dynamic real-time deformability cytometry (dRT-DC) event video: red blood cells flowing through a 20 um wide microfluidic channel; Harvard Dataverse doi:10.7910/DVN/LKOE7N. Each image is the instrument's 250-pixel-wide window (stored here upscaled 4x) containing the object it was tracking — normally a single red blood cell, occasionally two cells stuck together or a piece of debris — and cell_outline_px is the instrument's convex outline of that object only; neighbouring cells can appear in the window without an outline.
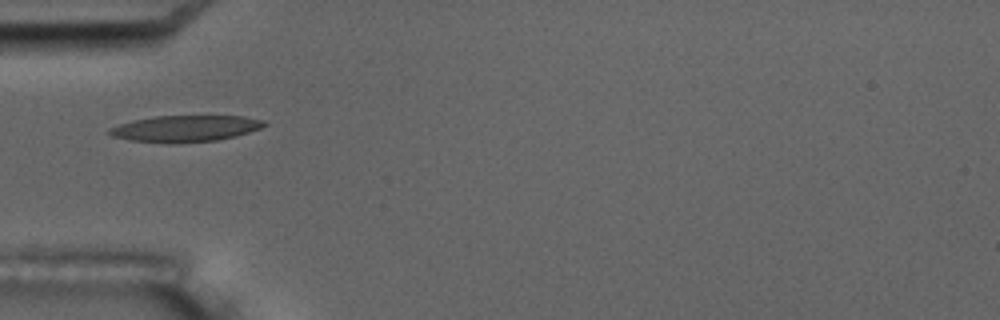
{"species": "common noctule bat (a hibernating species)", "species_latin": "Nyctalus noctula", "temperature_condition": "room temperature", "stored_images_in_passage": 3, "camera_frame_rate_fps": 3000, "um_per_image_px": 0.085, "animal": {"sex": "male", "body_mass_g": 17.5, "forearm_length_mm": 52.3}, "frame": {"image": 1, "passage_image": 1, "time_ms": 0.0, "image_size_px": [1000, 320], "cell_outline_px": [[268, 124], [260, 128], [236, 136], [216, 140], [176, 144], [168, 144], [128, 140], [112, 136], [104, 132], [108, 128], [132, 120], [156, 116], [244, 116], [264, 120]], "centroid_in_image_um": [15.69, 10.94], "position_along_channel_um": 69.3, "area_um2": 24.16}}